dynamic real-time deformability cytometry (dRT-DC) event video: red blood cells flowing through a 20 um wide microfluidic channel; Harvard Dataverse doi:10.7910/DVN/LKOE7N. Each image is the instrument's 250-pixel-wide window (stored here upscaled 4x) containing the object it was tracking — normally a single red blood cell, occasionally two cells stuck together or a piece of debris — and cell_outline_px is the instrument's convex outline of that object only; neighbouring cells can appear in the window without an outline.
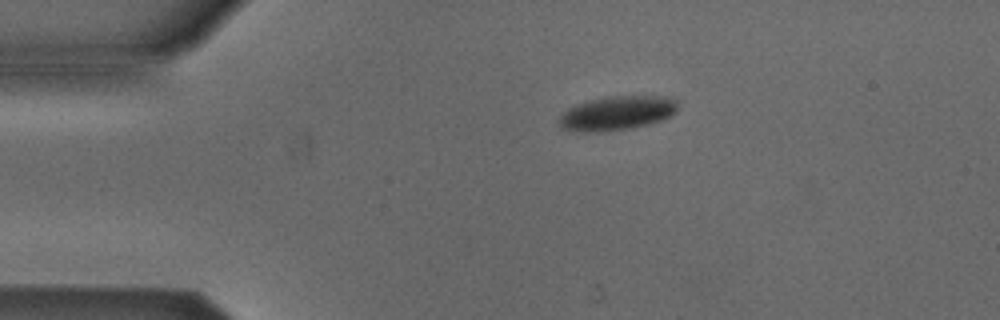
{"species": "Egyptian fruit bat (a non-hibernating species)", "species_latin": "Rousettus aegyptiacus", "temperature_condition": "cold", "stored_images_in_passage": 4, "camera_frame_rate_fps": 3000, "um_per_image_px": 0.085, "animal": {"sex": "male"}, "frame": {"image": 1, "passage_image": 4, "time_ms": 3.667, "image_size_px": [1000, 320], "cell_outline_px": [[676, 112], [672, 116], [648, 124], [628, 128], [596, 132], [584, 132], [564, 128], [556, 120], [568, 108], [576, 104], [588, 100], [608, 96], [672, 96], [676, 100]], "centroid_in_image_um": [52.45, 9.59], "position_along_channel_um": 32.5, "area_um2": 23.52}}